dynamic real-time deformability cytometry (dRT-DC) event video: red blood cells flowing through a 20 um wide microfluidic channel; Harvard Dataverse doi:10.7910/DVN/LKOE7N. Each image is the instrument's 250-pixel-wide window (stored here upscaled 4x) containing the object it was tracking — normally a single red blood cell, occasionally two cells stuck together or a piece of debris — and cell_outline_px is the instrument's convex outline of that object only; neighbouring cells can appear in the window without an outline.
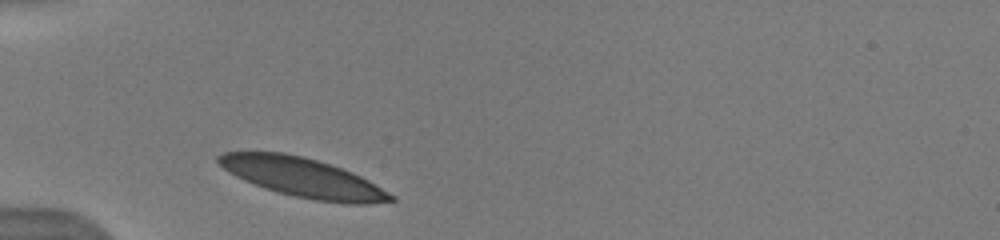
{"species": "human", "species_latin": "Homo sapiens", "temperature_condition": "warm", "stored_images_in_passage": 11, "camera_frame_rate_fps": 3000, "um_per_image_px": 0.085, "donor": {"sex": "male"}, "frame": {"image": 1, "passage_image": 1, "time_ms": 0.0, "image_size_px": [1000, 240], "cell_outline_px": [[396, 200], [368, 204], [348, 204], [316, 200], [292, 196], [244, 180], [228, 172], [216, 160], [216, 156], [224, 152], [284, 152], [316, 160], [352, 172], [368, 180], [396, 196]], "centroid_in_image_um": [25.76, 15.1], "position_along_channel_um": 59.2, "area_um2": 38.9}}
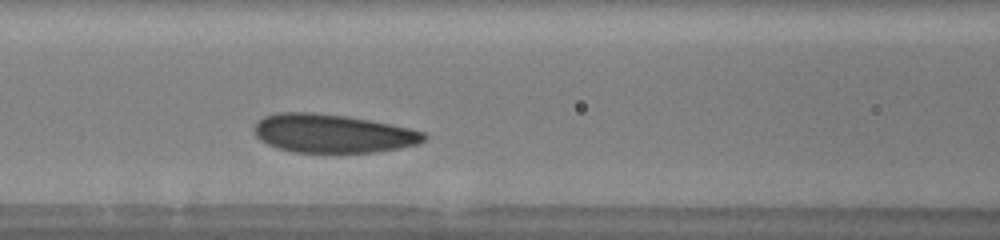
{"frame": {"image": 2, "passage_image": 6, "time_ms": 2.333, "image_size_px": [1000, 240], "cell_outline_px": [[428, 136], [424, 140], [416, 144], [400, 148], [376, 152], [292, 152], [276, 148], [260, 140], [256, 136], [252, 128], [256, 120], [264, 116], [276, 112], [316, 112], [348, 116], [408, 128], [424, 132]], "centroid_in_image_um": [28.2, 11.33], "position_along_channel_um": 138.4, "area_um2": 38.32}}